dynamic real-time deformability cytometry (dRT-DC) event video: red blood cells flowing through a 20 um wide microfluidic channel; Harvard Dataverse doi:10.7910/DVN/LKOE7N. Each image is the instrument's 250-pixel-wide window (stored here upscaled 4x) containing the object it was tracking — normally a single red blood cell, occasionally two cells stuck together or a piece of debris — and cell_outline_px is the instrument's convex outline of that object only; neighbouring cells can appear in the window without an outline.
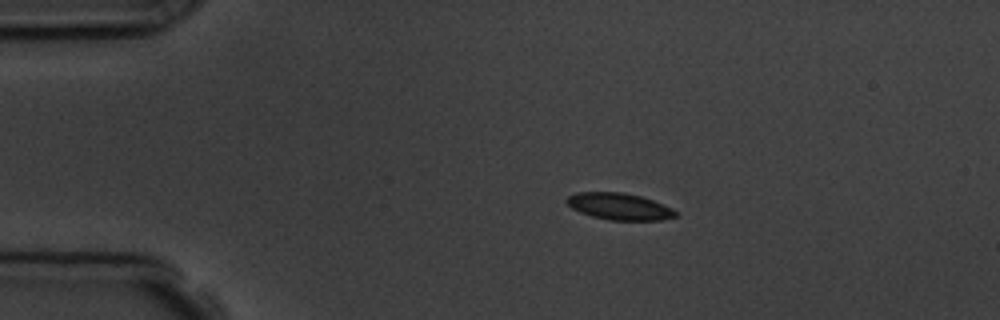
{"species": "common noctule bat (a hibernating species)", "species_latin": "Nyctalus noctula", "temperature_condition": "room temperature", "stored_images_in_passage": 16, "camera_frame_rate_fps": 3000, "um_per_image_px": 0.085, "animal": {"sex": "male", "body_mass_g": 19.5, "forearm_length_mm": 54.6}, "frame": {"image": 1, "passage_image": 3, "time_ms": 2.667, "image_size_px": [1000, 320], "cell_outline_px": [[680, 216], [664, 220], [608, 220], [592, 216], [580, 212], [572, 208], [564, 200], [568, 196], [576, 192], [620, 192], [640, 196], [664, 204], [672, 208]], "centroid_in_image_um": [52.66, 17.55], "position_along_channel_um": 32.3, "area_um2": 17.05}}
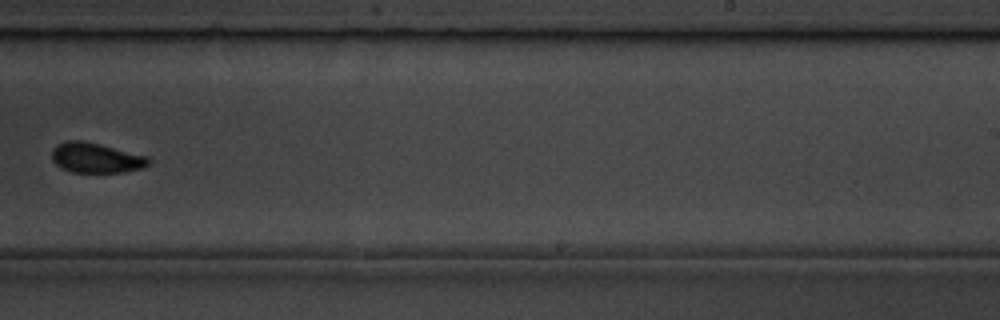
{"frame": {"image": 2, "passage_image": 10, "time_ms": 10.667, "image_size_px": [1000, 320], "cell_outline_px": [[152, 160], [148, 164], [140, 168], [124, 172], [72, 172], [56, 164], [52, 160], [52, 148], [56, 144], [64, 140], [80, 140], [100, 144], [148, 156]], "centroid_in_image_um": [8.14, 13.4], "position_along_channel_um": 280.9, "area_um2": 16.94}, "authors_computed_cell_mechanics": {"area_um2": 16.9065, "velocity_mm_per_s": 3.7269, "shape_relaxation_time_tau1_ms": 0.9538, "shape_relaxation_time_tau2_ms": 1.0411, "deformation_change_tau1": 0.0859, "deformation_change_tau2": 0.0387}}